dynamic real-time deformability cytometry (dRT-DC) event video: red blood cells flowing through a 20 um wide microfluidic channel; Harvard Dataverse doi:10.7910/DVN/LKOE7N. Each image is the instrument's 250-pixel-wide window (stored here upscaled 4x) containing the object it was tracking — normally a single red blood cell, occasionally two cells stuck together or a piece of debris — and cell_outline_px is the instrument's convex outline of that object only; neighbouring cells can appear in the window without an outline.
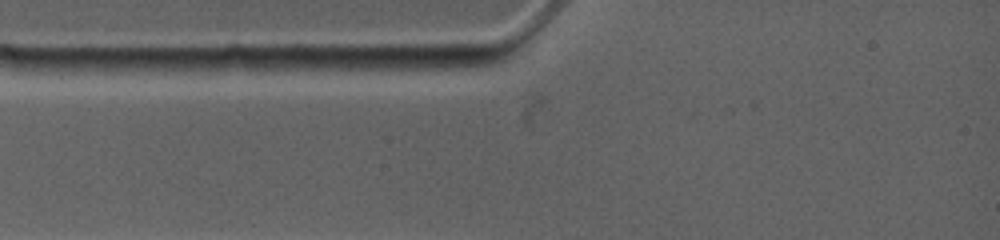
{"species": "common noctule bat (a hibernating species)", "species_latin": "Nyctalus noctula", "temperature_condition": "warm", "stored_images_in_passage": 1, "camera_frame_rate_fps": 4500, "um_per_image_px": 0.085, "animal": {"sex": "female", "body_mass_g": 19.0, "forearm_length_mm": 53.3}, "frame": {"image": 1, "passage_image": 1, "time_ms": 0.0, "image_size_px": [1000, 240], "cell_outline_px": [[504, 60], [488, 64], [464, 68], [400, 76], [336, 68], [344, 56], [504, 56]], "centroid_in_image_um": [35.1, 5.42], "position_along_channel_um": 49.9, "area_um2": 16.88}}